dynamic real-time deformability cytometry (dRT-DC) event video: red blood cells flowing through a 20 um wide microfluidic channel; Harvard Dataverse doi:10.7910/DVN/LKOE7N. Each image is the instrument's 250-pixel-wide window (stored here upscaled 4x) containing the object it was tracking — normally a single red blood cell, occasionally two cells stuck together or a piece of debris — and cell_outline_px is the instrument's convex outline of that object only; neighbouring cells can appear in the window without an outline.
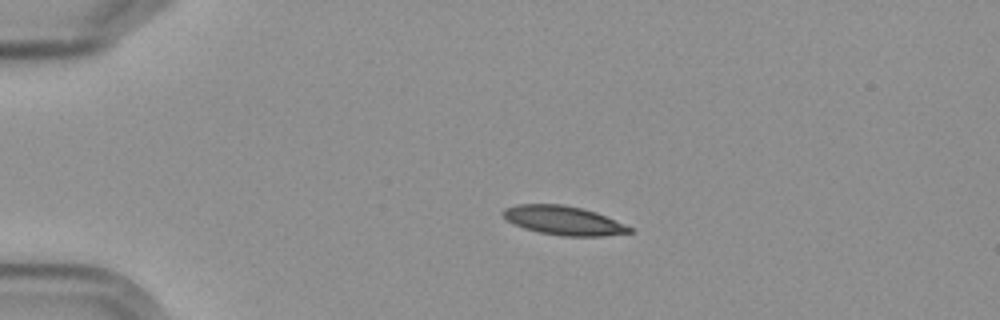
{"species": "Egyptian fruit bat (a non-hibernating species)", "species_latin": "Rousettus aegyptiacus", "temperature_condition": "cold", "stored_images_in_passage": 5, "camera_frame_rate_fps": 3000, "um_per_image_px": 0.085, "frame": {"image": 1, "passage_image": 1, "time_ms": 0.0, "image_size_px": [1000, 320], "cell_outline_px": [[632, 232], [604, 236], [560, 236], [540, 232], [524, 228], [512, 224], [500, 212], [504, 208], [516, 204], [560, 204], [580, 208], [596, 212], [632, 228]], "centroid_in_image_um": [47.85, 18.74], "position_along_channel_um": 37.2, "area_um2": 21.21}}
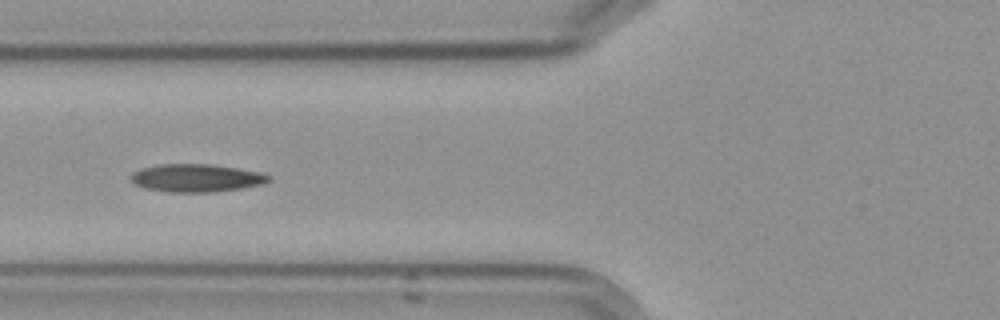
{"frame": {"image": 2, "passage_image": 4, "time_ms": 3.333, "image_size_px": [1000, 320], "cell_outline_px": [[272, 180], [264, 184], [240, 188], [212, 192], [168, 192], [144, 188], [132, 184], [128, 180], [128, 176], [132, 172], [140, 168], [160, 164], [212, 164], [260, 172], [272, 176]], "centroid_in_image_um": [16.63, 15.13], "position_along_channel_um": 109.2, "area_um2": 22.77}}
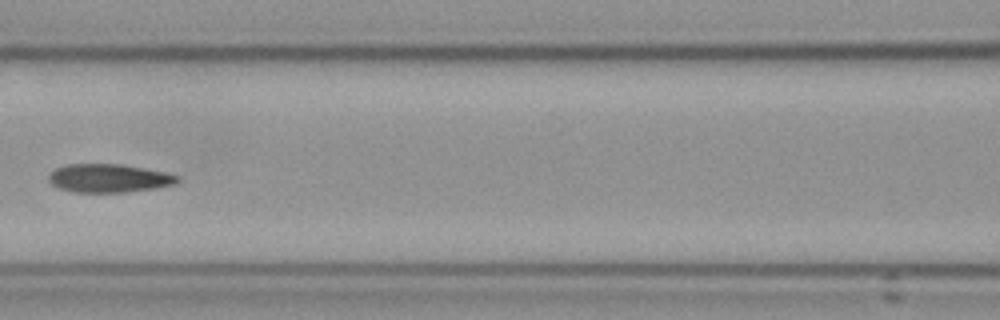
{"frame": {"image": 3, "passage_image": 5, "time_ms": 4.667, "image_size_px": [1000, 320], "cell_outline_px": [[180, 180], [176, 184], [156, 188], [128, 192], [72, 192], [60, 188], [52, 184], [48, 180], [48, 176], [56, 168], [68, 164], [120, 164], [164, 172], [180, 176]], "centroid_in_image_um": [9.27, 15.15], "position_along_channel_um": 157.3, "area_um2": 21.27}}